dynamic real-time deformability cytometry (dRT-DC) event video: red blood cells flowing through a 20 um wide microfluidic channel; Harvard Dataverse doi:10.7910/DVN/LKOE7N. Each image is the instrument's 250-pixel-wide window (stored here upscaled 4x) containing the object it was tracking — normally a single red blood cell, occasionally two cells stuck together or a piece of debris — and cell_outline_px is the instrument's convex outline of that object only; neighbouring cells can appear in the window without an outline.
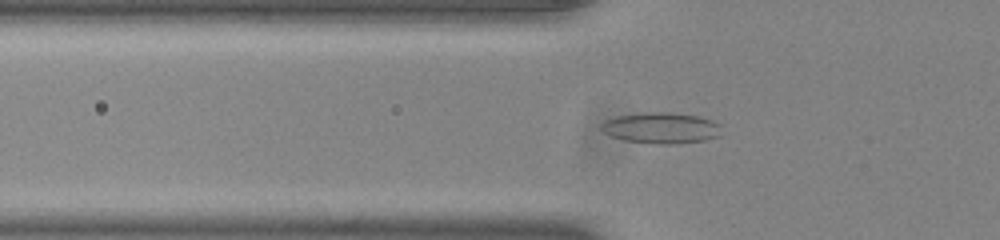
{"species": "common noctule bat (a hibernating species)", "species_latin": "Nyctalus noctula", "temperature_condition": "room temperature", "stored_images_in_passage": 47, "camera_frame_rate_fps": 3000, "um_per_image_px": 0.085, "animal": {"sex": "male", "body_mass_g": 20.0, "forearm_length_mm": 53.3}, "frame": {"image": 1, "passage_image": 13, "time_ms": 4.0, "image_size_px": [1000, 240], "cell_outline_px": [[720, 136], [704, 140], [668, 144], [660, 144], [624, 140], [608, 136], [600, 128], [600, 124], [604, 120], [616, 116], [640, 112], [672, 112], [700, 116], [712, 120], [720, 124]], "centroid_in_image_um": [56.16, 10.86], "position_along_channel_um": 69.6, "area_um2": 21.96}}
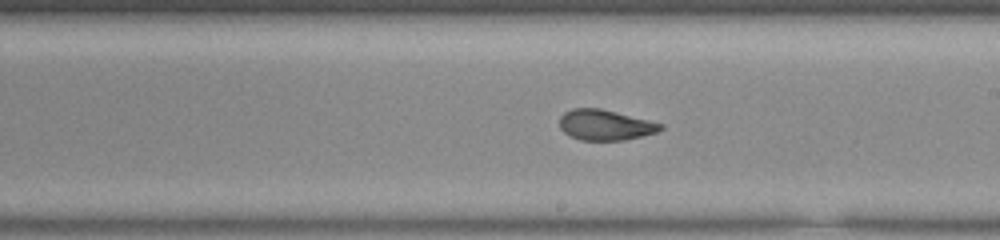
{"frame": {"image": 2, "passage_image": 26, "time_ms": 8.333, "image_size_px": [1000, 240], "cell_outline_px": [[664, 128], [656, 132], [624, 140], [580, 140], [564, 132], [560, 128], [560, 116], [564, 112], [572, 108], [600, 108], [664, 124]], "centroid_in_image_um": [51.43, 10.61], "position_along_channel_um": 237.6, "area_um2": 17.8}}
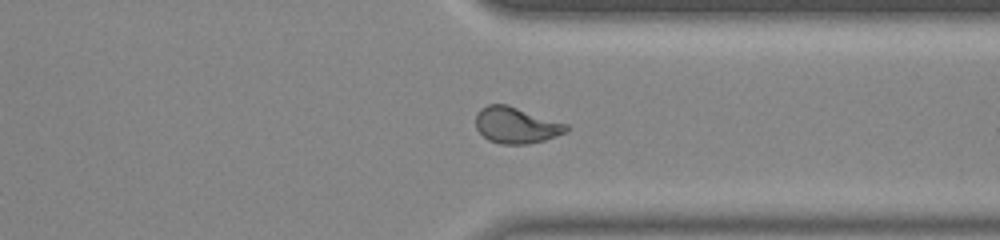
{"frame": {"image": 3, "passage_image": 36, "time_ms": 11.667, "image_size_px": [1000, 240], "cell_outline_px": [[568, 132], [544, 140], [528, 144], [500, 144], [488, 140], [476, 128], [476, 112], [480, 108], [488, 104], [508, 104], [568, 124]], "centroid_in_image_um": [43.87, 10.63], "position_along_channel_um": 367.5, "area_um2": 19.31}, "authors_computed_cell_mechanics": {"area_um2": 19.4786, "velocity_mm_per_s": 3.8956, "shape_relaxation_time_tau1_ms": null, "shape_relaxation_time_tau2_ms": 1.4274, "deformation_change_tau1": null, "deformation_change_tau2": 0.0721}}